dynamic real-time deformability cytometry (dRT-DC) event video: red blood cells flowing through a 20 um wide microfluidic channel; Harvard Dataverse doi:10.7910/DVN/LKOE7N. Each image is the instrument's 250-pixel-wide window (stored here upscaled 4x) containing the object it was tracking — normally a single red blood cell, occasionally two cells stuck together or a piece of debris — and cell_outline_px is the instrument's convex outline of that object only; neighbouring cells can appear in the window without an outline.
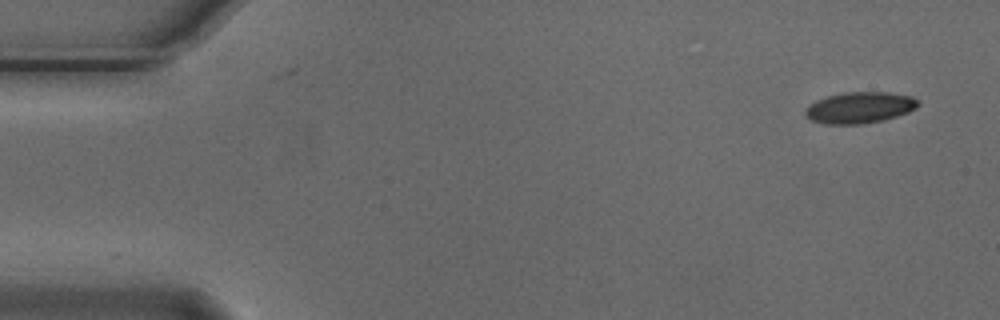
{"species": "Egyptian fruit bat (a non-hibernating species)", "species_latin": "Rousettus aegyptiacus", "temperature_condition": "cold", "stored_images_in_passage": 7, "camera_frame_rate_fps": 3000, "um_per_image_px": 0.085, "animal": {"sex": "male"}, "frame": {"image": 1, "passage_image": 1, "time_ms": 0.0, "image_size_px": [1000, 320], "cell_outline_px": [[920, 104], [916, 108], [908, 112], [896, 116], [880, 120], [860, 124], [824, 124], [812, 120], [804, 116], [804, 112], [816, 100], [828, 96], [844, 92], [888, 92], [912, 96]], "centroid_in_image_um": [73.07, 9.14], "position_along_channel_um": 11.9, "area_um2": 20.35}}
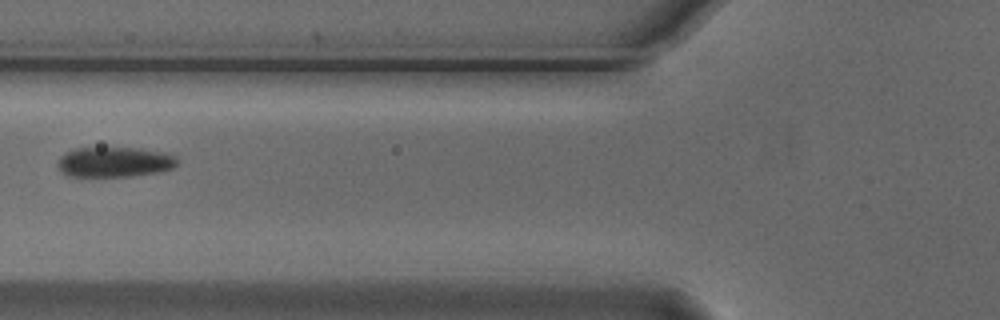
{"frame": {"image": 2, "passage_image": 6, "time_ms": 1.667, "image_size_px": [1000, 320], "cell_outline_px": [[176, 164], [172, 168], [156, 172], [132, 176], [68, 176], [60, 172], [56, 164], [60, 156], [64, 152], [72, 148], [144, 148], [164, 152], [172, 156], [176, 160]], "centroid_in_image_um": [9.64, 13.76], "position_along_channel_um": 116.2, "area_um2": 21.04}}
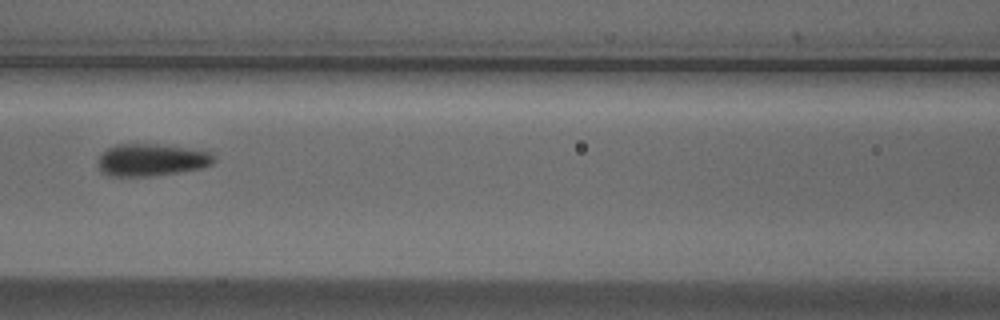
{"frame": {"image": 3, "passage_image": 7, "time_ms": 2.0, "image_size_px": [1000, 320], "cell_outline_px": [[216, 160], [212, 164], [204, 168], [156, 176], [108, 176], [100, 172], [100, 152], [116, 144], [156, 144], [208, 148], [216, 156]], "centroid_in_image_um": [13.01, 13.57], "position_along_channel_um": 153.6, "area_um2": 22.66}}